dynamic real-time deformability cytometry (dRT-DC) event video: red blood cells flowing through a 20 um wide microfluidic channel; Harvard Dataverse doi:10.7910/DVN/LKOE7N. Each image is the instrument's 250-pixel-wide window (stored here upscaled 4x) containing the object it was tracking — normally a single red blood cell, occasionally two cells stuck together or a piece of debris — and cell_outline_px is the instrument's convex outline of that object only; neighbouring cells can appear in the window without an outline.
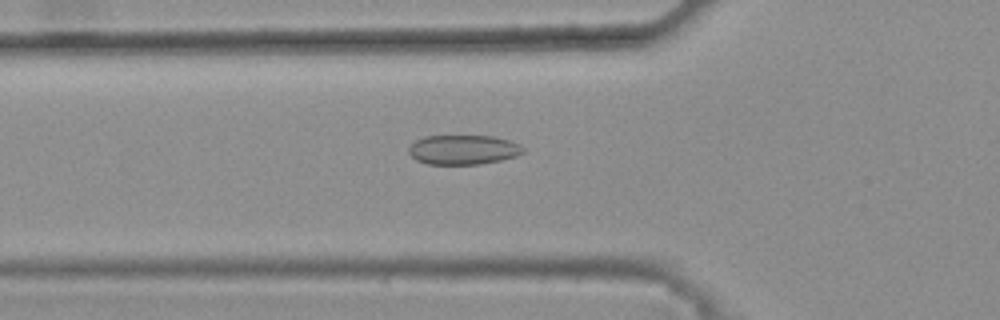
{"species": "common noctule bat (a hibernating species)", "species_latin": "Nyctalus noctula", "temperature_condition": "warm", "stored_images_in_passage": 47, "camera_frame_rate_fps": 3000, "um_per_image_px": 0.085, "animal": {"sex": "female", "body_mass_g": 25.1}, "frame": {"image": 1, "passage_image": 18, "time_ms": 5.667, "image_size_px": [1000, 320], "cell_outline_px": [[524, 152], [516, 156], [500, 160], [480, 164], [428, 164], [416, 160], [408, 152], [408, 148], [416, 140], [424, 136], [492, 136], [508, 140], [520, 144], [524, 148]], "centroid_in_image_um": [39.37, 12.72], "position_along_channel_um": 86.4, "area_um2": 19.65}}
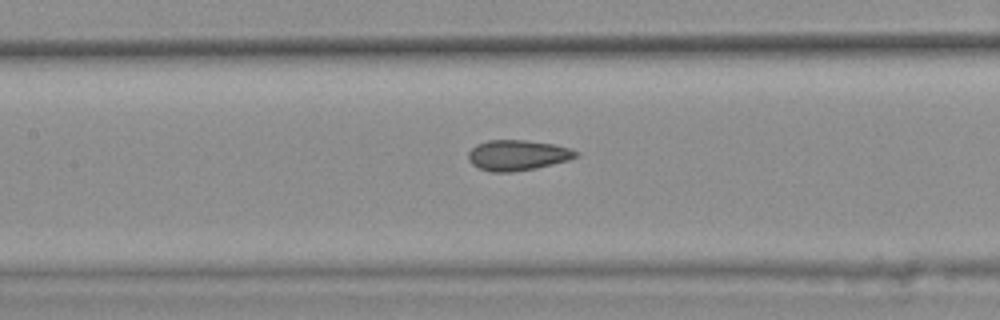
{"frame": {"image": 2, "passage_image": 24, "time_ms": 7.667, "image_size_px": [1000, 320], "cell_outline_px": [[580, 152], [576, 156], [568, 160], [536, 168], [512, 172], [492, 172], [480, 168], [472, 164], [468, 160], [468, 152], [476, 144], [488, 140], [524, 140], [556, 144]], "centroid_in_image_um": [43.97, 13.19], "position_along_channel_um": 163.4, "area_um2": 19.07}}
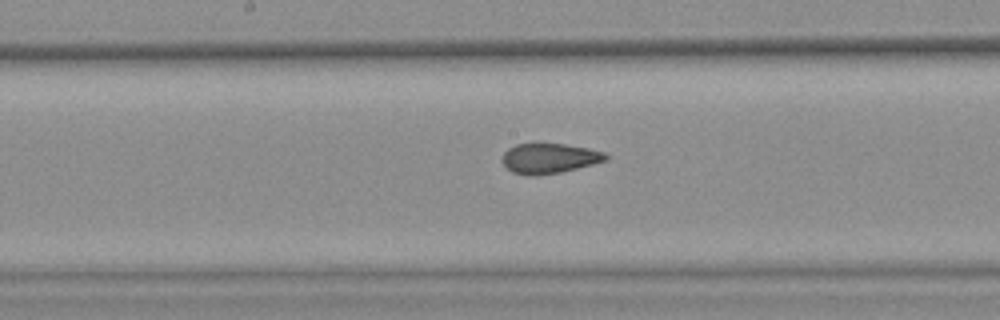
{"frame": {"image": 3, "passage_image": 27, "time_ms": 8.667, "image_size_px": [1000, 320], "cell_outline_px": [[608, 160], [560, 172], [532, 176], [528, 176], [512, 172], [504, 164], [504, 152], [508, 148], [516, 144], [536, 140], [564, 144], [588, 148], [604, 152], [608, 156]], "centroid_in_image_um": [46.67, 13.41], "position_along_channel_um": 201.5, "area_um2": 18.55}, "authors_computed_cell_mechanics": {"area_um2": 18.9006, "velocity_mm_per_s": 3.8261, "shape_relaxation_time_tau1_ms": null, "shape_relaxation_time_tau2_ms": 1.7762, "deformation_change_tau1": null, "deformation_change_tau2": 0.0791}}